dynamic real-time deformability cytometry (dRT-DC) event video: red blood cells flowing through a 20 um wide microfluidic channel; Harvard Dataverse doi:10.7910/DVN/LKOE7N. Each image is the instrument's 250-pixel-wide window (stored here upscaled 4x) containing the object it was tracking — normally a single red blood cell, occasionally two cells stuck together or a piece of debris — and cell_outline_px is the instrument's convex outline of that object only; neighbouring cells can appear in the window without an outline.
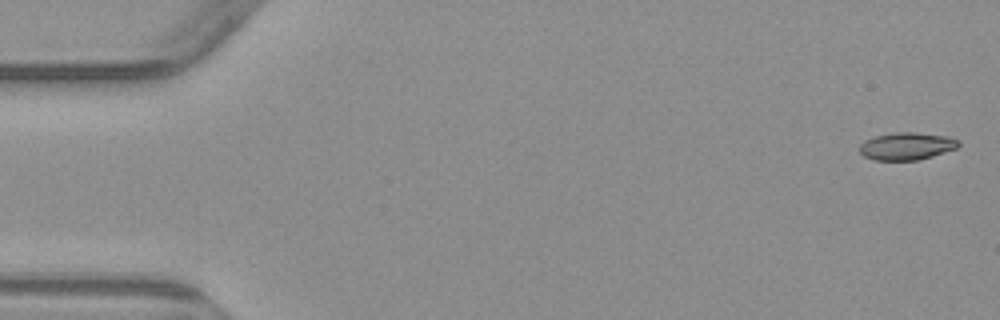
{"species": "common noctule bat (a hibernating species)", "species_latin": "Nyctalus noctula", "temperature_condition": "warm", "stored_images_in_passage": 5, "camera_frame_rate_fps": 3000, "um_per_image_px": 0.085, "animal": {"sex": "male", "body_mass_g": 23.1, "forearm_length_mm": 52.7}, "frame": {"image": 1, "passage_image": 1, "time_ms": 0.0, "image_size_px": [1000, 320], "cell_outline_px": [[960, 144], [956, 148], [932, 156], [916, 160], [872, 160], [864, 156], [860, 152], [860, 144], [864, 140], [876, 136], [896, 132], [916, 132], [948, 136], [956, 140]], "centroid_in_image_um": [77.04, 12.42], "position_along_channel_um": 8.0, "area_um2": 15.72}}
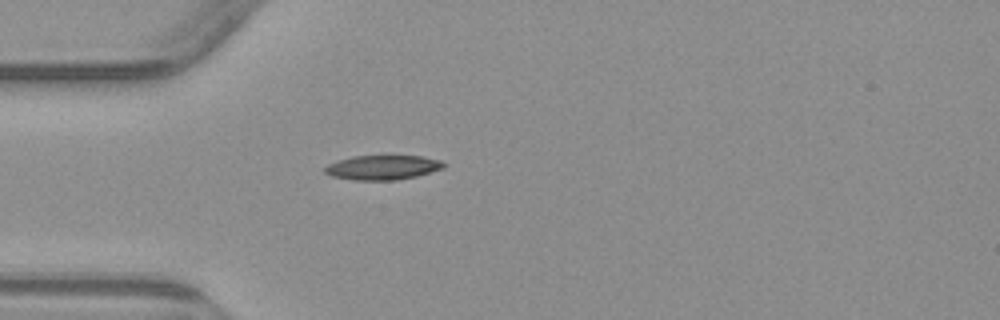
{"frame": {"image": 2, "passage_image": 5, "time_ms": 4.667, "image_size_px": [1000, 320], "cell_outline_px": [[444, 168], [416, 176], [396, 180], [356, 180], [332, 176], [324, 172], [324, 168], [328, 164], [352, 156], [424, 156], [440, 160], [444, 164]], "centroid_in_image_um": [32.53, 14.23], "position_along_channel_um": 52.5, "area_um2": 16.82}}